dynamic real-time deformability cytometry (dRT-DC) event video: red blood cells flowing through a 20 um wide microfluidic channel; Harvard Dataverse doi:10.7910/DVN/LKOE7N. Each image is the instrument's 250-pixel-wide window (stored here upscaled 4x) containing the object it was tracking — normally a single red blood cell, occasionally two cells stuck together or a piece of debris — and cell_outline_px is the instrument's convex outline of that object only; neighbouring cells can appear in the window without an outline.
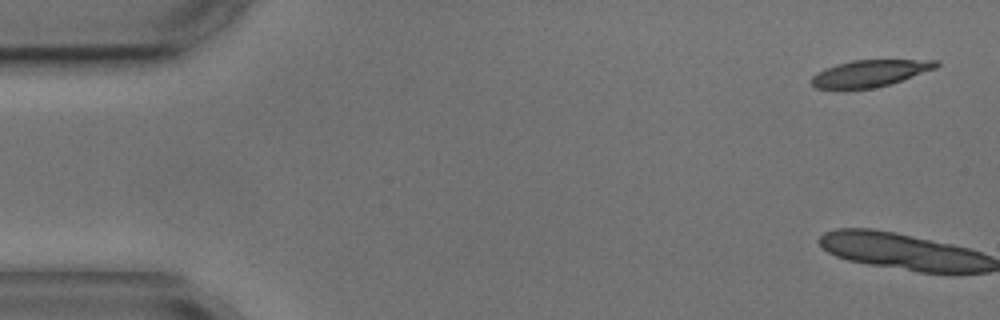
{"species": "common noctule bat (a hibernating species)", "species_latin": "Nyctalus noctula", "temperature_condition": "cold", "stored_images_in_passage": 9, "camera_frame_rate_fps": 3000, "um_per_image_px": 0.085, "animal": {"sex": "male", "body_mass_g": 17.9, "forearm_length_mm": 54.2}, "frame": {"image": 1, "passage_image": 1, "time_ms": 0.0, "image_size_px": [1000, 320], "cell_outline_px": [[940, 64], [936, 68], [892, 84], [872, 88], [816, 88], [812, 84], [812, 76], [816, 72], [824, 68], [836, 64], [852, 60], [940, 60]], "centroid_in_image_um": [73.97, 6.22], "position_along_channel_um": 11.0, "area_um2": 19.36}}